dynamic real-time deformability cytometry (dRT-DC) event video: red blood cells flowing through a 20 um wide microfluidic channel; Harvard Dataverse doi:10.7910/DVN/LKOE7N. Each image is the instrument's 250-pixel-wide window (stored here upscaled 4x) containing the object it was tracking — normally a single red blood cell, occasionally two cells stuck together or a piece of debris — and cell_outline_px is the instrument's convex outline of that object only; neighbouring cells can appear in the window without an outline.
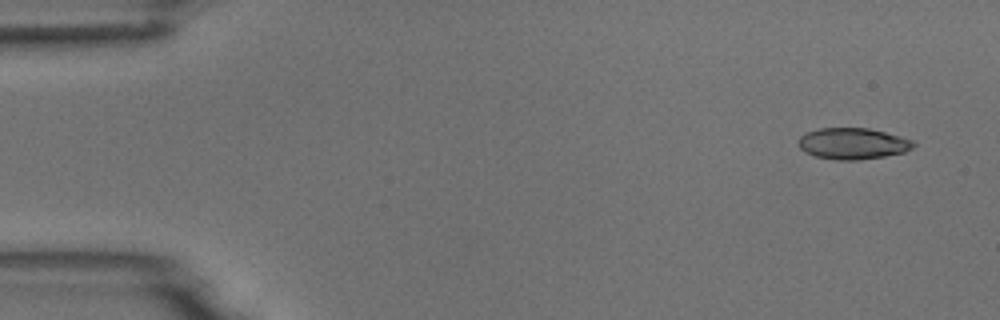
{"species": "common noctule bat (a hibernating species)", "species_latin": "Nyctalus noctula", "temperature_condition": "room temperature", "stored_images_in_passage": 9, "camera_frame_rate_fps": 3000, "um_per_image_px": 0.085, "animal": {"sex": "male", "body_mass_g": 18.8}, "frame": {"image": 1, "passage_image": 1, "time_ms": 0.0, "image_size_px": [1000, 320], "cell_outline_px": [[916, 144], [912, 148], [904, 152], [884, 156], [860, 160], [836, 160], [816, 156], [804, 152], [800, 148], [800, 136], [808, 132], [820, 128], [868, 128], [884, 132], [912, 140]], "centroid_in_image_um": [72.49, 12.21], "position_along_channel_um": 12.5, "area_um2": 20.75}}
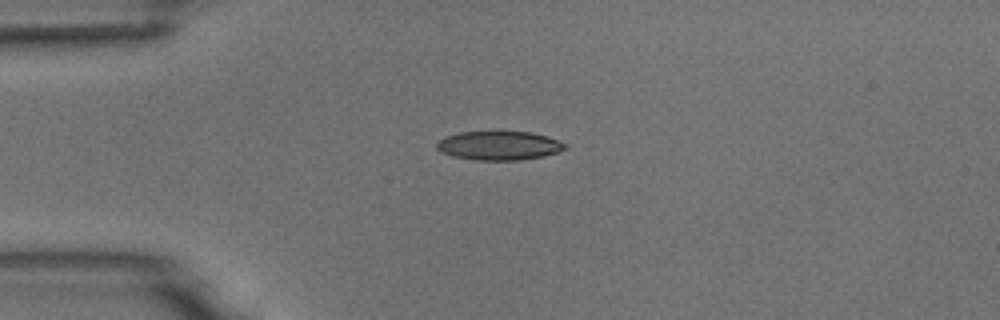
{"frame": {"image": 2, "passage_image": 4, "time_ms": 3.333, "image_size_px": [1000, 320], "cell_outline_px": [[568, 148], [544, 156], [520, 160], [472, 160], [452, 156], [440, 152], [436, 148], [436, 144], [440, 140], [448, 136], [460, 132], [532, 132], [548, 136], [568, 144]], "centroid_in_image_um": [42.44, 12.38], "position_along_channel_um": 42.6, "area_um2": 21.68}}
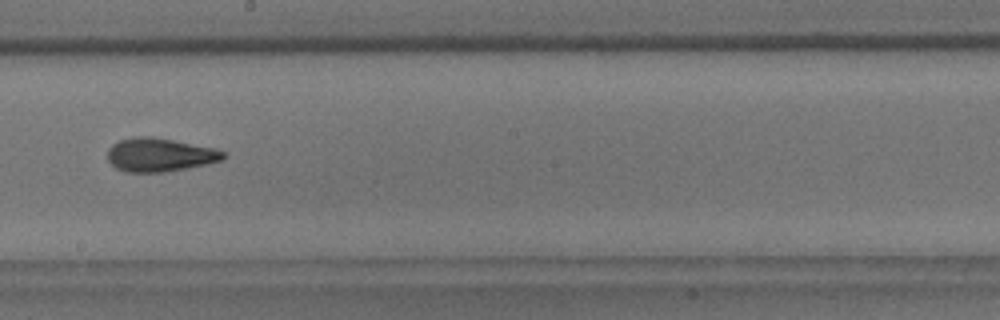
{"frame": {"image": 3, "passage_image": 9, "time_ms": 9.0, "image_size_px": [1000, 320], "cell_outline_px": [[224, 160], [208, 164], [164, 172], [128, 172], [116, 168], [108, 160], [108, 148], [112, 144], [120, 140], [132, 136], [152, 136], [212, 148], [224, 152]], "centroid_in_image_um": [13.54, 13.16], "position_along_channel_um": 234.7, "area_um2": 22.48}}